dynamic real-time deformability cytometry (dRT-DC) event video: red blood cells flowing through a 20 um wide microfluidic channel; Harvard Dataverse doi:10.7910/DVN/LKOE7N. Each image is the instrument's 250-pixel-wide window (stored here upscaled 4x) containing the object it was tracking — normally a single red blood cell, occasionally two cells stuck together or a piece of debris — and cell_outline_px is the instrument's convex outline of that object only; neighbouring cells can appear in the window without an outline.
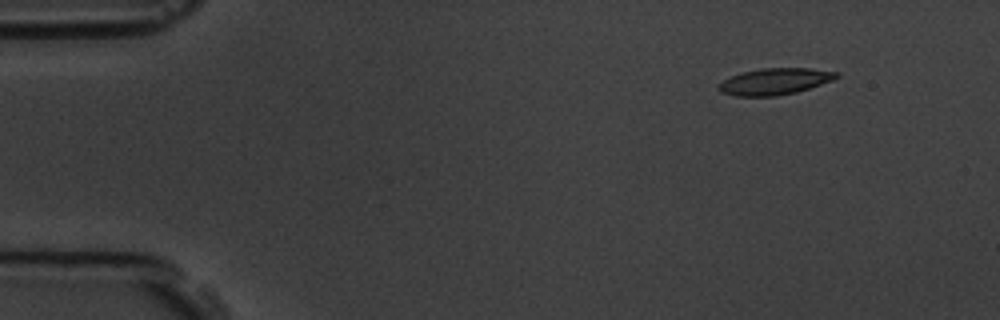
{"species": "common noctule bat (a hibernating species)", "species_latin": "Nyctalus noctula", "temperature_condition": "room temperature", "stored_images_in_passage": 4, "camera_frame_rate_fps": 3000, "um_per_image_px": 0.085, "animal": {"sex": "male", "body_mass_g": 19.5, "forearm_length_mm": 54.6}, "frame": {"image": 1, "passage_image": 1, "time_ms": 0.0, "image_size_px": [1000, 320], "cell_outline_px": [[840, 76], [832, 80], [796, 92], [776, 96], [736, 96], [720, 92], [716, 88], [716, 84], [740, 72], [760, 68], [812, 68], [840, 72]], "centroid_in_image_um": [65.83, 6.91], "position_along_channel_um": 19.2, "area_um2": 18.32}}